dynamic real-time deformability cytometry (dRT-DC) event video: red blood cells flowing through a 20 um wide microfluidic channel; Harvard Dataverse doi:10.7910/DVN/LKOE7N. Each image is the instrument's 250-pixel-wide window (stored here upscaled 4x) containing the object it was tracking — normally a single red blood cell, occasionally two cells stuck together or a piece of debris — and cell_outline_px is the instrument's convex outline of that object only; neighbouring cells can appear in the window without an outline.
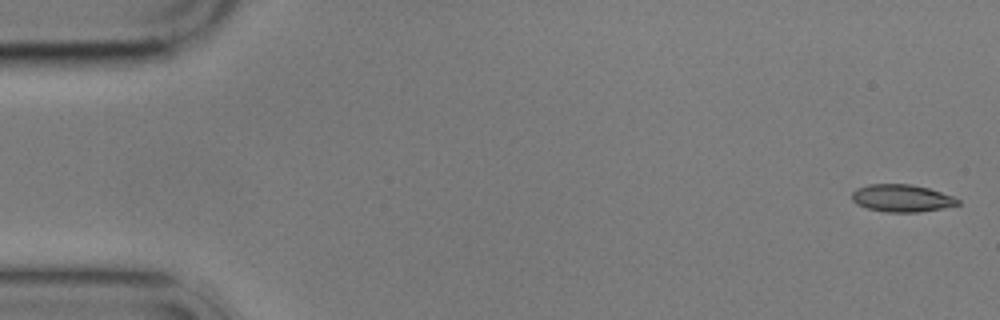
{"species": "common noctule bat (a hibernating species)", "species_latin": "Nyctalus noctula", "temperature_condition": "cold", "stored_images_in_passage": 5, "camera_frame_rate_fps": 3000, "um_per_image_px": 0.085, "animal": {"sex": "male", "body_mass_g": 17.9}, "frame": {"image": 1, "passage_image": 1, "time_ms": 0.0, "image_size_px": [1000, 320], "cell_outline_px": [[960, 204], [940, 208], [916, 212], [884, 212], [868, 208], [856, 204], [852, 200], [852, 192], [856, 188], [868, 184], [908, 184], [928, 188], [952, 196], [960, 200]], "centroid_in_image_um": [76.6, 16.84], "position_along_channel_um": 8.4, "area_um2": 16.76}}